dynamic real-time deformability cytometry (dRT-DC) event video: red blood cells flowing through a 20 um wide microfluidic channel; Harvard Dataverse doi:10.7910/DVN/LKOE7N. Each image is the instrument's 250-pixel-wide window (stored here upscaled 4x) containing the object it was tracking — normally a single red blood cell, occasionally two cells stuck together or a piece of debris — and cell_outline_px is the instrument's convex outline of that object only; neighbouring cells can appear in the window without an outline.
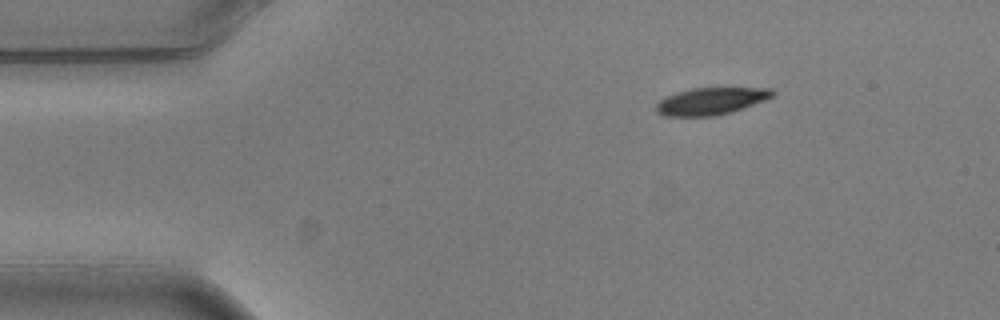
{"species": "common noctule bat (a hibernating species)", "species_latin": "Nyctalus noctula", "temperature_condition": "warm", "stored_images_in_passage": 3, "camera_frame_rate_fps": 3000, "um_per_image_px": 0.085, "animal": {"sex": "male", "body_mass_g": 20.5, "forearm_length_mm": 52.5}, "frame": {"image": 1, "passage_image": 1, "time_ms": 0.0, "image_size_px": [1000, 320], "cell_outline_px": [[776, 96], [732, 112], [716, 116], [664, 116], [656, 112], [656, 104], [660, 100], [676, 92], [692, 88], [772, 88], [776, 92]], "centroid_in_image_um": [60.47, 8.6], "position_along_channel_um": 24.5, "area_um2": 18.5}}